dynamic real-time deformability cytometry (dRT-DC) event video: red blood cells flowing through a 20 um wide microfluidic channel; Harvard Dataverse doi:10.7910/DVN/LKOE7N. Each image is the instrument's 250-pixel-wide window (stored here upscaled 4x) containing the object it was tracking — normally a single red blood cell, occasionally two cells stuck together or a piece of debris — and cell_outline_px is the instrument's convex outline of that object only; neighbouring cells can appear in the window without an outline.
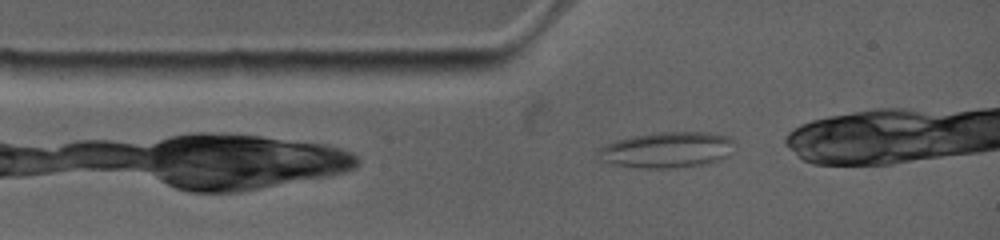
{"species": "common noctule bat (a hibernating species)", "species_latin": "Nyctalus noctula", "temperature_condition": "warm", "stored_images_in_passage": 8, "camera_frame_rate_fps": 4500, "um_per_image_px": 0.085, "animal": {"sex": "female", "body_mass_g": 19.0, "forearm_length_mm": 53.3}, "frame": {"image": 1, "passage_image": 2, "time_ms": 0.444, "image_size_px": [1000, 240], "cell_outline_px": [[728, 156], [712, 164], [676, 168], [640, 168], [612, 164], [604, 160], [600, 148], [624, 140], [644, 136], [720, 136], [728, 140]], "centroid_in_image_um": [56.67, 12.89], "position_along_channel_um": 28.3, "area_um2": 25.2}}